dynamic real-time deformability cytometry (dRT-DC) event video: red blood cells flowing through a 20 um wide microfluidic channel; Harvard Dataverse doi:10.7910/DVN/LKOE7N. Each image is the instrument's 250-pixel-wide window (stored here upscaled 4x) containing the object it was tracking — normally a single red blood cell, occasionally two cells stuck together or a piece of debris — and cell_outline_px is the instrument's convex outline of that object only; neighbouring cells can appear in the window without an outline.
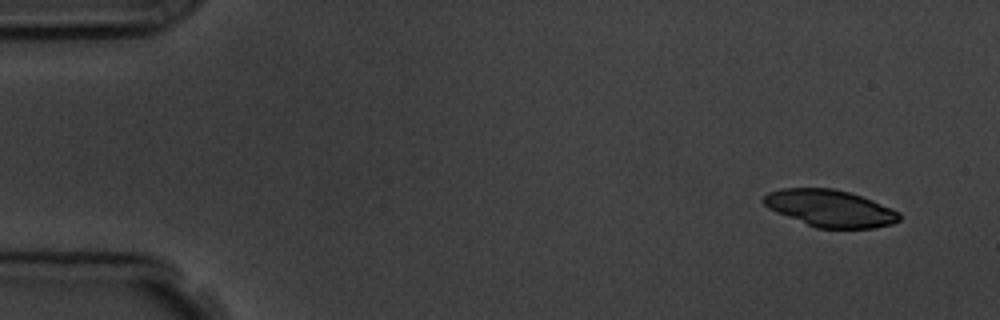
{"species": "common noctule bat (a hibernating species)", "species_latin": "Nyctalus noctula", "temperature_condition": "room temperature", "stored_images_in_passage": 4, "camera_frame_rate_fps": 3000, "um_per_image_px": 0.085, "animal": {"sex": "male", "body_mass_g": 19.5, "forearm_length_mm": 54.6}, "frame": {"image": 1, "passage_image": 1, "time_ms": 0.0, "image_size_px": [1000, 320], "cell_outline_px": [[900, 220], [892, 224], [872, 228], [816, 228], [776, 212], [768, 208], [760, 200], [768, 192], [780, 188], [832, 188], [848, 192], [872, 200], [892, 208], [900, 212]], "centroid_in_image_um": [70.53, 17.7], "position_along_channel_um": 14.5, "area_um2": 29.25}}